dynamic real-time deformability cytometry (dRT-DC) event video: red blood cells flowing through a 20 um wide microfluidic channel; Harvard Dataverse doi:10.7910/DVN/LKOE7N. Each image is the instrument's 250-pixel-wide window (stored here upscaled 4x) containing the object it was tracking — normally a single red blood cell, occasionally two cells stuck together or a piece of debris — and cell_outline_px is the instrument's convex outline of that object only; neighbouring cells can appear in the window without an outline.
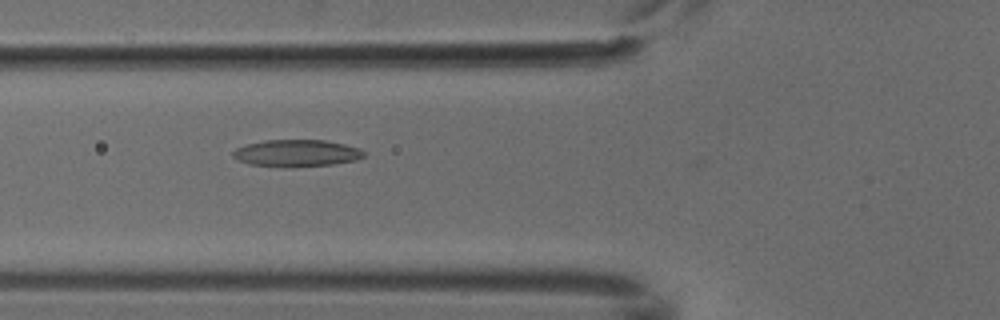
{"species": "common noctule bat (a hibernating species)", "species_latin": "Nyctalus noctula", "temperature_condition": "cold", "stored_images_in_passage": 4, "camera_frame_rate_fps": 3000, "um_per_image_px": 0.085, "animal": {"sex": "male", "body_mass_g": 18.8}, "frame": {"image": 1, "passage_image": 3, "time_ms": 0.667, "image_size_px": [1000, 320], "cell_outline_px": [[364, 156], [356, 160], [332, 164], [248, 164], [236, 160], [232, 156], [232, 152], [236, 148], [248, 144], [264, 140], [324, 140], [344, 144], [360, 148], [364, 152]], "centroid_in_image_um": [25.21, 12.96], "position_along_channel_um": 100.6, "area_um2": 19.54}}
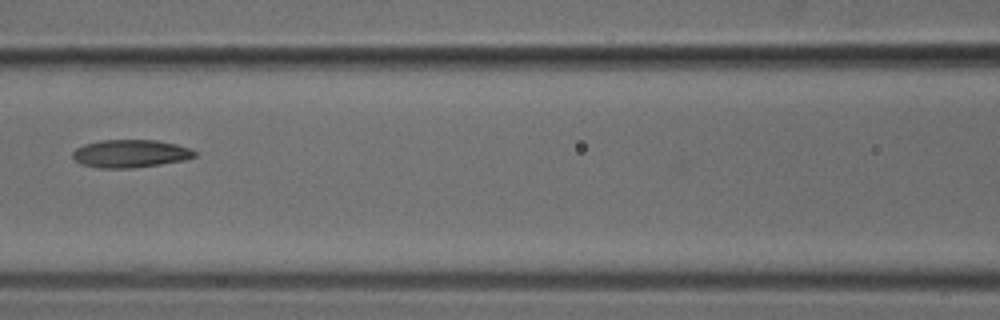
{"frame": {"image": 2, "passage_image": 4, "time_ms": 1.0, "image_size_px": [1000, 320], "cell_outline_px": [[196, 156], [184, 160], [160, 164], [132, 168], [100, 168], [80, 164], [72, 156], [72, 152], [76, 148], [84, 144], [100, 140], [156, 140], [176, 144], [188, 148], [196, 152]], "centroid_in_image_um": [11.05, 13.05], "position_along_channel_um": 155.5, "area_um2": 19.77}}